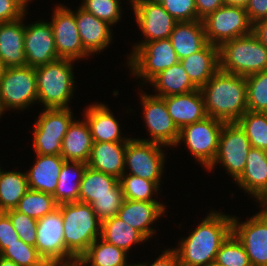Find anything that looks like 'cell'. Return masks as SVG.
Segmentation results:
<instances>
[{"label": "cell", "instance_id": "f35d334b", "mask_svg": "<svg viewBox=\"0 0 267 266\" xmlns=\"http://www.w3.org/2000/svg\"><path fill=\"white\" fill-rule=\"evenodd\" d=\"M247 82V109L251 112L267 111V70L245 77Z\"/></svg>", "mask_w": 267, "mask_h": 266}, {"label": "cell", "instance_id": "e575fe53", "mask_svg": "<svg viewBox=\"0 0 267 266\" xmlns=\"http://www.w3.org/2000/svg\"><path fill=\"white\" fill-rule=\"evenodd\" d=\"M28 189L26 172H4L0 167V212L15 209Z\"/></svg>", "mask_w": 267, "mask_h": 266}, {"label": "cell", "instance_id": "7402d4cb", "mask_svg": "<svg viewBox=\"0 0 267 266\" xmlns=\"http://www.w3.org/2000/svg\"><path fill=\"white\" fill-rule=\"evenodd\" d=\"M236 184L255 199L267 198V151L251 147Z\"/></svg>", "mask_w": 267, "mask_h": 266}, {"label": "cell", "instance_id": "83f0119b", "mask_svg": "<svg viewBox=\"0 0 267 266\" xmlns=\"http://www.w3.org/2000/svg\"><path fill=\"white\" fill-rule=\"evenodd\" d=\"M191 82L200 89L219 70V47L208 43L202 50L179 61Z\"/></svg>", "mask_w": 267, "mask_h": 266}, {"label": "cell", "instance_id": "8992f818", "mask_svg": "<svg viewBox=\"0 0 267 266\" xmlns=\"http://www.w3.org/2000/svg\"><path fill=\"white\" fill-rule=\"evenodd\" d=\"M129 55L126 64L131 68L132 75L145 83L180 61L170 39L141 41L134 45Z\"/></svg>", "mask_w": 267, "mask_h": 266}, {"label": "cell", "instance_id": "52a82bcc", "mask_svg": "<svg viewBox=\"0 0 267 266\" xmlns=\"http://www.w3.org/2000/svg\"><path fill=\"white\" fill-rule=\"evenodd\" d=\"M36 101L35 68L28 65L3 68L0 76V106L3 113L7 109L23 111Z\"/></svg>", "mask_w": 267, "mask_h": 266}, {"label": "cell", "instance_id": "d590c367", "mask_svg": "<svg viewBox=\"0 0 267 266\" xmlns=\"http://www.w3.org/2000/svg\"><path fill=\"white\" fill-rule=\"evenodd\" d=\"M57 207L58 204L53 195L28 189L15 210L38 220L46 214L52 213Z\"/></svg>", "mask_w": 267, "mask_h": 266}, {"label": "cell", "instance_id": "91938a15", "mask_svg": "<svg viewBox=\"0 0 267 266\" xmlns=\"http://www.w3.org/2000/svg\"><path fill=\"white\" fill-rule=\"evenodd\" d=\"M208 266H220V265H218L215 262H213V263L209 264Z\"/></svg>", "mask_w": 267, "mask_h": 266}, {"label": "cell", "instance_id": "6f0895ef", "mask_svg": "<svg viewBox=\"0 0 267 266\" xmlns=\"http://www.w3.org/2000/svg\"><path fill=\"white\" fill-rule=\"evenodd\" d=\"M41 266H63V265L56 262H45Z\"/></svg>", "mask_w": 267, "mask_h": 266}, {"label": "cell", "instance_id": "9a60e30c", "mask_svg": "<svg viewBox=\"0 0 267 266\" xmlns=\"http://www.w3.org/2000/svg\"><path fill=\"white\" fill-rule=\"evenodd\" d=\"M52 15L50 24L59 58L77 61L91 56L81 42L73 10L59 4Z\"/></svg>", "mask_w": 267, "mask_h": 266}, {"label": "cell", "instance_id": "6125c7cd", "mask_svg": "<svg viewBox=\"0 0 267 266\" xmlns=\"http://www.w3.org/2000/svg\"><path fill=\"white\" fill-rule=\"evenodd\" d=\"M3 115V111L1 109V106H0V117Z\"/></svg>", "mask_w": 267, "mask_h": 266}, {"label": "cell", "instance_id": "ee69618b", "mask_svg": "<svg viewBox=\"0 0 267 266\" xmlns=\"http://www.w3.org/2000/svg\"><path fill=\"white\" fill-rule=\"evenodd\" d=\"M5 213L12 221L19 239L23 242L35 246L37 238V219L23 214L15 209L6 210Z\"/></svg>", "mask_w": 267, "mask_h": 266}, {"label": "cell", "instance_id": "44dd1931", "mask_svg": "<svg viewBox=\"0 0 267 266\" xmlns=\"http://www.w3.org/2000/svg\"><path fill=\"white\" fill-rule=\"evenodd\" d=\"M78 33L85 50L91 55L109 47L112 41L111 25L81 7L74 12Z\"/></svg>", "mask_w": 267, "mask_h": 266}, {"label": "cell", "instance_id": "9f6ffc18", "mask_svg": "<svg viewBox=\"0 0 267 266\" xmlns=\"http://www.w3.org/2000/svg\"><path fill=\"white\" fill-rule=\"evenodd\" d=\"M0 266H18L13 261L8 260L0 256Z\"/></svg>", "mask_w": 267, "mask_h": 266}, {"label": "cell", "instance_id": "d6986e66", "mask_svg": "<svg viewBox=\"0 0 267 266\" xmlns=\"http://www.w3.org/2000/svg\"><path fill=\"white\" fill-rule=\"evenodd\" d=\"M166 207L159 201H135L124 199L118 215L137 229L147 240L156 231L151 225L164 215Z\"/></svg>", "mask_w": 267, "mask_h": 266}, {"label": "cell", "instance_id": "ffe728a7", "mask_svg": "<svg viewBox=\"0 0 267 266\" xmlns=\"http://www.w3.org/2000/svg\"><path fill=\"white\" fill-rule=\"evenodd\" d=\"M24 16L0 23V63L3 68L26 66Z\"/></svg>", "mask_w": 267, "mask_h": 266}, {"label": "cell", "instance_id": "1f68e13d", "mask_svg": "<svg viewBox=\"0 0 267 266\" xmlns=\"http://www.w3.org/2000/svg\"><path fill=\"white\" fill-rule=\"evenodd\" d=\"M101 238L127 253L132 245L144 243L147 240L137 229L131 227L117 215L102 222Z\"/></svg>", "mask_w": 267, "mask_h": 266}, {"label": "cell", "instance_id": "680465c9", "mask_svg": "<svg viewBox=\"0 0 267 266\" xmlns=\"http://www.w3.org/2000/svg\"><path fill=\"white\" fill-rule=\"evenodd\" d=\"M137 0H129V3L133 6Z\"/></svg>", "mask_w": 267, "mask_h": 266}, {"label": "cell", "instance_id": "836d02e7", "mask_svg": "<svg viewBox=\"0 0 267 266\" xmlns=\"http://www.w3.org/2000/svg\"><path fill=\"white\" fill-rule=\"evenodd\" d=\"M118 183L119 179L115 176L87 166L80 182L79 202L90 204L99 196L113 195V188Z\"/></svg>", "mask_w": 267, "mask_h": 266}, {"label": "cell", "instance_id": "8d00e7d4", "mask_svg": "<svg viewBox=\"0 0 267 266\" xmlns=\"http://www.w3.org/2000/svg\"><path fill=\"white\" fill-rule=\"evenodd\" d=\"M245 132L251 147L267 151V114L246 111L236 122Z\"/></svg>", "mask_w": 267, "mask_h": 266}, {"label": "cell", "instance_id": "f546056e", "mask_svg": "<svg viewBox=\"0 0 267 266\" xmlns=\"http://www.w3.org/2000/svg\"><path fill=\"white\" fill-rule=\"evenodd\" d=\"M155 88L158 97L184 94L198 89L190 80L184 67L180 62L163 70L156 75L150 82Z\"/></svg>", "mask_w": 267, "mask_h": 266}, {"label": "cell", "instance_id": "e0dca14e", "mask_svg": "<svg viewBox=\"0 0 267 266\" xmlns=\"http://www.w3.org/2000/svg\"><path fill=\"white\" fill-rule=\"evenodd\" d=\"M232 233L241 242L252 266H267V221L256 213L240 222L232 216Z\"/></svg>", "mask_w": 267, "mask_h": 266}, {"label": "cell", "instance_id": "681fc988", "mask_svg": "<svg viewBox=\"0 0 267 266\" xmlns=\"http://www.w3.org/2000/svg\"><path fill=\"white\" fill-rule=\"evenodd\" d=\"M198 20H203L219 7L224 5L223 0H195Z\"/></svg>", "mask_w": 267, "mask_h": 266}, {"label": "cell", "instance_id": "816d5d0a", "mask_svg": "<svg viewBox=\"0 0 267 266\" xmlns=\"http://www.w3.org/2000/svg\"><path fill=\"white\" fill-rule=\"evenodd\" d=\"M253 33L267 48V18L261 19L253 25Z\"/></svg>", "mask_w": 267, "mask_h": 266}, {"label": "cell", "instance_id": "f907efd6", "mask_svg": "<svg viewBox=\"0 0 267 266\" xmlns=\"http://www.w3.org/2000/svg\"><path fill=\"white\" fill-rule=\"evenodd\" d=\"M134 266H180L178 263V258L176 255V252L173 249H165V251L156 258V260L151 263L148 264L146 263H137V264H133Z\"/></svg>", "mask_w": 267, "mask_h": 266}, {"label": "cell", "instance_id": "4fadbf2b", "mask_svg": "<svg viewBox=\"0 0 267 266\" xmlns=\"http://www.w3.org/2000/svg\"><path fill=\"white\" fill-rule=\"evenodd\" d=\"M36 232L35 247L45 262L67 266L76 258L65 246L63 218L58 208L37 220Z\"/></svg>", "mask_w": 267, "mask_h": 266}, {"label": "cell", "instance_id": "9c48e42d", "mask_svg": "<svg viewBox=\"0 0 267 266\" xmlns=\"http://www.w3.org/2000/svg\"><path fill=\"white\" fill-rule=\"evenodd\" d=\"M225 123L210 116L184 126L179 133L177 145L184 141L191 155L207 169L214 161L219 137Z\"/></svg>", "mask_w": 267, "mask_h": 266}, {"label": "cell", "instance_id": "b9f144b4", "mask_svg": "<svg viewBox=\"0 0 267 266\" xmlns=\"http://www.w3.org/2000/svg\"><path fill=\"white\" fill-rule=\"evenodd\" d=\"M80 7L111 26L121 19L120 0H82Z\"/></svg>", "mask_w": 267, "mask_h": 266}, {"label": "cell", "instance_id": "11a10c76", "mask_svg": "<svg viewBox=\"0 0 267 266\" xmlns=\"http://www.w3.org/2000/svg\"><path fill=\"white\" fill-rule=\"evenodd\" d=\"M67 266H89L85 264L80 258H74Z\"/></svg>", "mask_w": 267, "mask_h": 266}, {"label": "cell", "instance_id": "74e56055", "mask_svg": "<svg viewBox=\"0 0 267 266\" xmlns=\"http://www.w3.org/2000/svg\"><path fill=\"white\" fill-rule=\"evenodd\" d=\"M126 173L127 172L119 178L124 199L135 201H157L152 197L154 193L157 194L160 187L154 181Z\"/></svg>", "mask_w": 267, "mask_h": 266}, {"label": "cell", "instance_id": "5bb4252c", "mask_svg": "<svg viewBox=\"0 0 267 266\" xmlns=\"http://www.w3.org/2000/svg\"><path fill=\"white\" fill-rule=\"evenodd\" d=\"M141 106H143V118L149 132V138L140 139L155 142L164 146H177L180 130L169 115L166 103L162 97L141 92Z\"/></svg>", "mask_w": 267, "mask_h": 266}, {"label": "cell", "instance_id": "7c38bea8", "mask_svg": "<svg viewBox=\"0 0 267 266\" xmlns=\"http://www.w3.org/2000/svg\"><path fill=\"white\" fill-rule=\"evenodd\" d=\"M251 144L245 132L237 123H225L220 133L218 151L208 171L219 163L228 175L236 180L244 171L246 157Z\"/></svg>", "mask_w": 267, "mask_h": 266}, {"label": "cell", "instance_id": "c3c4849f", "mask_svg": "<svg viewBox=\"0 0 267 266\" xmlns=\"http://www.w3.org/2000/svg\"><path fill=\"white\" fill-rule=\"evenodd\" d=\"M245 9L253 25L261 19L267 18V0H250Z\"/></svg>", "mask_w": 267, "mask_h": 266}, {"label": "cell", "instance_id": "bcb514c9", "mask_svg": "<svg viewBox=\"0 0 267 266\" xmlns=\"http://www.w3.org/2000/svg\"><path fill=\"white\" fill-rule=\"evenodd\" d=\"M31 0H0V23L17 20L27 13Z\"/></svg>", "mask_w": 267, "mask_h": 266}, {"label": "cell", "instance_id": "94428289", "mask_svg": "<svg viewBox=\"0 0 267 266\" xmlns=\"http://www.w3.org/2000/svg\"><path fill=\"white\" fill-rule=\"evenodd\" d=\"M2 70H3V66L0 63V76H1Z\"/></svg>", "mask_w": 267, "mask_h": 266}, {"label": "cell", "instance_id": "7a4b0ae2", "mask_svg": "<svg viewBox=\"0 0 267 266\" xmlns=\"http://www.w3.org/2000/svg\"><path fill=\"white\" fill-rule=\"evenodd\" d=\"M199 90L207 116L224 123H236L248 110L244 76L219 69Z\"/></svg>", "mask_w": 267, "mask_h": 266}, {"label": "cell", "instance_id": "30bf717a", "mask_svg": "<svg viewBox=\"0 0 267 266\" xmlns=\"http://www.w3.org/2000/svg\"><path fill=\"white\" fill-rule=\"evenodd\" d=\"M162 147L165 146L131 137L126 143L124 160L125 171L129 169L127 174L154 181L160 187L166 157Z\"/></svg>", "mask_w": 267, "mask_h": 266}, {"label": "cell", "instance_id": "db71d44e", "mask_svg": "<svg viewBox=\"0 0 267 266\" xmlns=\"http://www.w3.org/2000/svg\"><path fill=\"white\" fill-rule=\"evenodd\" d=\"M257 200L260 203L259 207H262V210L258 213L267 221V198Z\"/></svg>", "mask_w": 267, "mask_h": 266}, {"label": "cell", "instance_id": "ba28073f", "mask_svg": "<svg viewBox=\"0 0 267 266\" xmlns=\"http://www.w3.org/2000/svg\"><path fill=\"white\" fill-rule=\"evenodd\" d=\"M73 120L71 107L44 109L33 127V148L35 153L40 155H60L63 138Z\"/></svg>", "mask_w": 267, "mask_h": 266}, {"label": "cell", "instance_id": "603a6c76", "mask_svg": "<svg viewBox=\"0 0 267 266\" xmlns=\"http://www.w3.org/2000/svg\"><path fill=\"white\" fill-rule=\"evenodd\" d=\"M162 98L166 103L169 115L179 130L207 117L204 100L199 89Z\"/></svg>", "mask_w": 267, "mask_h": 266}, {"label": "cell", "instance_id": "8fae6325", "mask_svg": "<svg viewBox=\"0 0 267 266\" xmlns=\"http://www.w3.org/2000/svg\"><path fill=\"white\" fill-rule=\"evenodd\" d=\"M208 43L220 46L222 43L253 32L246 9L223 5L203 20Z\"/></svg>", "mask_w": 267, "mask_h": 266}, {"label": "cell", "instance_id": "7dc6e473", "mask_svg": "<svg viewBox=\"0 0 267 266\" xmlns=\"http://www.w3.org/2000/svg\"><path fill=\"white\" fill-rule=\"evenodd\" d=\"M19 239L12 221L5 212H0V254Z\"/></svg>", "mask_w": 267, "mask_h": 266}, {"label": "cell", "instance_id": "7bdbcfd3", "mask_svg": "<svg viewBox=\"0 0 267 266\" xmlns=\"http://www.w3.org/2000/svg\"><path fill=\"white\" fill-rule=\"evenodd\" d=\"M124 200L120 183L113 188V195H103L90 203L98 219L103 222L118 215Z\"/></svg>", "mask_w": 267, "mask_h": 266}, {"label": "cell", "instance_id": "d4e9b609", "mask_svg": "<svg viewBox=\"0 0 267 266\" xmlns=\"http://www.w3.org/2000/svg\"><path fill=\"white\" fill-rule=\"evenodd\" d=\"M127 142H93L87 165L97 171L120 178L125 173Z\"/></svg>", "mask_w": 267, "mask_h": 266}, {"label": "cell", "instance_id": "3957f363", "mask_svg": "<svg viewBox=\"0 0 267 266\" xmlns=\"http://www.w3.org/2000/svg\"><path fill=\"white\" fill-rule=\"evenodd\" d=\"M72 63L75 61L60 58L35 68L37 101L45 109L70 108L76 83Z\"/></svg>", "mask_w": 267, "mask_h": 266}, {"label": "cell", "instance_id": "4dcf8cb0", "mask_svg": "<svg viewBox=\"0 0 267 266\" xmlns=\"http://www.w3.org/2000/svg\"><path fill=\"white\" fill-rule=\"evenodd\" d=\"M87 166V163L82 162H64L53 194L58 205L79 202L80 182Z\"/></svg>", "mask_w": 267, "mask_h": 266}, {"label": "cell", "instance_id": "f6af8a7d", "mask_svg": "<svg viewBox=\"0 0 267 266\" xmlns=\"http://www.w3.org/2000/svg\"><path fill=\"white\" fill-rule=\"evenodd\" d=\"M178 22L198 20L195 0H157Z\"/></svg>", "mask_w": 267, "mask_h": 266}, {"label": "cell", "instance_id": "2e32d148", "mask_svg": "<svg viewBox=\"0 0 267 266\" xmlns=\"http://www.w3.org/2000/svg\"><path fill=\"white\" fill-rule=\"evenodd\" d=\"M131 7L145 38L143 42L170 38L178 21L157 0H137Z\"/></svg>", "mask_w": 267, "mask_h": 266}, {"label": "cell", "instance_id": "cb8c5ba5", "mask_svg": "<svg viewBox=\"0 0 267 266\" xmlns=\"http://www.w3.org/2000/svg\"><path fill=\"white\" fill-rule=\"evenodd\" d=\"M84 114L93 142H127L130 139L121 136L119 122L105 104L88 105Z\"/></svg>", "mask_w": 267, "mask_h": 266}, {"label": "cell", "instance_id": "d6a6232c", "mask_svg": "<svg viewBox=\"0 0 267 266\" xmlns=\"http://www.w3.org/2000/svg\"><path fill=\"white\" fill-rule=\"evenodd\" d=\"M90 266H131L128 264L127 252L97 238L89 248L79 257Z\"/></svg>", "mask_w": 267, "mask_h": 266}, {"label": "cell", "instance_id": "ac0fdd59", "mask_svg": "<svg viewBox=\"0 0 267 266\" xmlns=\"http://www.w3.org/2000/svg\"><path fill=\"white\" fill-rule=\"evenodd\" d=\"M24 50L27 65L33 68L60 59L50 22L36 21L25 25Z\"/></svg>", "mask_w": 267, "mask_h": 266}, {"label": "cell", "instance_id": "5b68a950", "mask_svg": "<svg viewBox=\"0 0 267 266\" xmlns=\"http://www.w3.org/2000/svg\"><path fill=\"white\" fill-rule=\"evenodd\" d=\"M219 69L248 76L267 70V48L252 32L219 46Z\"/></svg>", "mask_w": 267, "mask_h": 266}, {"label": "cell", "instance_id": "f5cc1de1", "mask_svg": "<svg viewBox=\"0 0 267 266\" xmlns=\"http://www.w3.org/2000/svg\"><path fill=\"white\" fill-rule=\"evenodd\" d=\"M250 0H223L226 6H235L246 8Z\"/></svg>", "mask_w": 267, "mask_h": 266}, {"label": "cell", "instance_id": "6da1fadb", "mask_svg": "<svg viewBox=\"0 0 267 266\" xmlns=\"http://www.w3.org/2000/svg\"><path fill=\"white\" fill-rule=\"evenodd\" d=\"M232 233V216L210 211L207 217L172 248L180 266H208L215 262L216 254L222 243Z\"/></svg>", "mask_w": 267, "mask_h": 266}, {"label": "cell", "instance_id": "ab89813d", "mask_svg": "<svg viewBox=\"0 0 267 266\" xmlns=\"http://www.w3.org/2000/svg\"><path fill=\"white\" fill-rule=\"evenodd\" d=\"M215 263L220 266H252L246 250L233 233L222 243Z\"/></svg>", "mask_w": 267, "mask_h": 266}, {"label": "cell", "instance_id": "484cf974", "mask_svg": "<svg viewBox=\"0 0 267 266\" xmlns=\"http://www.w3.org/2000/svg\"><path fill=\"white\" fill-rule=\"evenodd\" d=\"M36 157L34 165L26 172L28 187L53 195L66 160L61 155L36 154Z\"/></svg>", "mask_w": 267, "mask_h": 266}, {"label": "cell", "instance_id": "60d3db41", "mask_svg": "<svg viewBox=\"0 0 267 266\" xmlns=\"http://www.w3.org/2000/svg\"><path fill=\"white\" fill-rule=\"evenodd\" d=\"M0 256L13 261L18 266H41L45 263L37 248L23 242L21 239L10 244Z\"/></svg>", "mask_w": 267, "mask_h": 266}, {"label": "cell", "instance_id": "277c9868", "mask_svg": "<svg viewBox=\"0 0 267 266\" xmlns=\"http://www.w3.org/2000/svg\"><path fill=\"white\" fill-rule=\"evenodd\" d=\"M57 208L62 213L65 246L79 258L97 238L101 237L102 222L87 203H63Z\"/></svg>", "mask_w": 267, "mask_h": 266}, {"label": "cell", "instance_id": "f1b7e54d", "mask_svg": "<svg viewBox=\"0 0 267 266\" xmlns=\"http://www.w3.org/2000/svg\"><path fill=\"white\" fill-rule=\"evenodd\" d=\"M92 146L93 139L87 121L73 120L63 138L60 155L66 161L87 163Z\"/></svg>", "mask_w": 267, "mask_h": 266}, {"label": "cell", "instance_id": "4316f807", "mask_svg": "<svg viewBox=\"0 0 267 266\" xmlns=\"http://www.w3.org/2000/svg\"><path fill=\"white\" fill-rule=\"evenodd\" d=\"M169 39L179 60L199 52L208 44L202 20L177 22Z\"/></svg>", "mask_w": 267, "mask_h": 266}]
</instances>
